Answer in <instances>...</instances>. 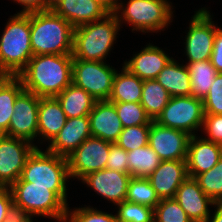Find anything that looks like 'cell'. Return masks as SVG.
I'll use <instances>...</instances> for the list:
<instances>
[{
  "instance_id": "cell-44",
  "label": "cell",
  "mask_w": 222,
  "mask_h": 222,
  "mask_svg": "<svg viewBox=\"0 0 222 222\" xmlns=\"http://www.w3.org/2000/svg\"><path fill=\"white\" fill-rule=\"evenodd\" d=\"M96 2H98L108 13H114L119 4H120V0H95Z\"/></svg>"
},
{
  "instance_id": "cell-2",
  "label": "cell",
  "mask_w": 222,
  "mask_h": 222,
  "mask_svg": "<svg viewBox=\"0 0 222 222\" xmlns=\"http://www.w3.org/2000/svg\"><path fill=\"white\" fill-rule=\"evenodd\" d=\"M74 27L54 11L30 13L33 55L72 54Z\"/></svg>"
},
{
  "instance_id": "cell-19",
  "label": "cell",
  "mask_w": 222,
  "mask_h": 222,
  "mask_svg": "<svg viewBox=\"0 0 222 222\" xmlns=\"http://www.w3.org/2000/svg\"><path fill=\"white\" fill-rule=\"evenodd\" d=\"M187 177L186 160H164L147 179L159 199H168L174 198L177 189Z\"/></svg>"
},
{
  "instance_id": "cell-42",
  "label": "cell",
  "mask_w": 222,
  "mask_h": 222,
  "mask_svg": "<svg viewBox=\"0 0 222 222\" xmlns=\"http://www.w3.org/2000/svg\"><path fill=\"white\" fill-rule=\"evenodd\" d=\"M210 62L218 73H222V29L217 28Z\"/></svg>"
},
{
  "instance_id": "cell-18",
  "label": "cell",
  "mask_w": 222,
  "mask_h": 222,
  "mask_svg": "<svg viewBox=\"0 0 222 222\" xmlns=\"http://www.w3.org/2000/svg\"><path fill=\"white\" fill-rule=\"evenodd\" d=\"M222 157V145L191 136L188 144L186 166L188 177L195 178L214 167Z\"/></svg>"
},
{
  "instance_id": "cell-10",
  "label": "cell",
  "mask_w": 222,
  "mask_h": 222,
  "mask_svg": "<svg viewBox=\"0 0 222 222\" xmlns=\"http://www.w3.org/2000/svg\"><path fill=\"white\" fill-rule=\"evenodd\" d=\"M210 11L205 7L195 11L191 17L189 30L185 37V56L188 62L210 60L213 42L218 28L212 21Z\"/></svg>"
},
{
  "instance_id": "cell-43",
  "label": "cell",
  "mask_w": 222,
  "mask_h": 222,
  "mask_svg": "<svg viewBox=\"0 0 222 222\" xmlns=\"http://www.w3.org/2000/svg\"><path fill=\"white\" fill-rule=\"evenodd\" d=\"M23 8L18 13L28 14L32 12L48 11V0H13Z\"/></svg>"
},
{
  "instance_id": "cell-23",
  "label": "cell",
  "mask_w": 222,
  "mask_h": 222,
  "mask_svg": "<svg viewBox=\"0 0 222 222\" xmlns=\"http://www.w3.org/2000/svg\"><path fill=\"white\" fill-rule=\"evenodd\" d=\"M67 117L55 97L40 98L38 109V140L48 144L63 128Z\"/></svg>"
},
{
  "instance_id": "cell-40",
  "label": "cell",
  "mask_w": 222,
  "mask_h": 222,
  "mask_svg": "<svg viewBox=\"0 0 222 222\" xmlns=\"http://www.w3.org/2000/svg\"><path fill=\"white\" fill-rule=\"evenodd\" d=\"M106 169L129 174L127 151L119 147L116 143L110 145Z\"/></svg>"
},
{
  "instance_id": "cell-11",
  "label": "cell",
  "mask_w": 222,
  "mask_h": 222,
  "mask_svg": "<svg viewBox=\"0 0 222 222\" xmlns=\"http://www.w3.org/2000/svg\"><path fill=\"white\" fill-rule=\"evenodd\" d=\"M112 142L98 137H89L68 157L70 178L81 180L87 174L106 169Z\"/></svg>"
},
{
  "instance_id": "cell-13",
  "label": "cell",
  "mask_w": 222,
  "mask_h": 222,
  "mask_svg": "<svg viewBox=\"0 0 222 222\" xmlns=\"http://www.w3.org/2000/svg\"><path fill=\"white\" fill-rule=\"evenodd\" d=\"M39 100L40 97L26 90H23L17 96L14 113L11 116L8 132L5 135L35 144L33 141L38 139Z\"/></svg>"
},
{
  "instance_id": "cell-47",
  "label": "cell",
  "mask_w": 222,
  "mask_h": 222,
  "mask_svg": "<svg viewBox=\"0 0 222 222\" xmlns=\"http://www.w3.org/2000/svg\"><path fill=\"white\" fill-rule=\"evenodd\" d=\"M61 2L62 0H48V11H53Z\"/></svg>"
},
{
  "instance_id": "cell-4",
  "label": "cell",
  "mask_w": 222,
  "mask_h": 222,
  "mask_svg": "<svg viewBox=\"0 0 222 222\" xmlns=\"http://www.w3.org/2000/svg\"><path fill=\"white\" fill-rule=\"evenodd\" d=\"M33 57L30 13L9 18L0 38V73L17 76Z\"/></svg>"
},
{
  "instance_id": "cell-27",
  "label": "cell",
  "mask_w": 222,
  "mask_h": 222,
  "mask_svg": "<svg viewBox=\"0 0 222 222\" xmlns=\"http://www.w3.org/2000/svg\"><path fill=\"white\" fill-rule=\"evenodd\" d=\"M24 90L17 76H9L0 85V135L8 132L17 96Z\"/></svg>"
},
{
  "instance_id": "cell-33",
  "label": "cell",
  "mask_w": 222,
  "mask_h": 222,
  "mask_svg": "<svg viewBox=\"0 0 222 222\" xmlns=\"http://www.w3.org/2000/svg\"><path fill=\"white\" fill-rule=\"evenodd\" d=\"M116 108L123 128L138 125H150L152 120L148 117L140 103L112 102Z\"/></svg>"
},
{
  "instance_id": "cell-26",
  "label": "cell",
  "mask_w": 222,
  "mask_h": 222,
  "mask_svg": "<svg viewBox=\"0 0 222 222\" xmlns=\"http://www.w3.org/2000/svg\"><path fill=\"white\" fill-rule=\"evenodd\" d=\"M144 80L132 74L127 68L122 67L115 73L112 92L108 99L110 102H141V94Z\"/></svg>"
},
{
  "instance_id": "cell-36",
  "label": "cell",
  "mask_w": 222,
  "mask_h": 222,
  "mask_svg": "<svg viewBox=\"0 0 222 222\" xmlns=\"http://www.w3.org/2000/svg\"><path fill=\"white\" fill-rule=\"evenodd\" d=\"M154 222H193L174 198L160 199L154 209Z\"/></svg>"
},
{
  "instance_id": "cell-5",
  "label": "cell",
  "mask_w": 222,
  "mask_h": 222,
  "mask_svg": "<svg viewBox=\"0 0 222 222\" xmlns=\"http://www.w3.org/2000/svg\"><path fill=\"white\" fill-rule=\"evenodd\" d=\"M70 179L66 157L48 150L35 148L26 160L17 181L30 182V186L50 187L67 205L66 181Z\"/></svg>"
},
{
  "instance_id": "cell-14",
  "label": "cell",
  "mask_w": 222,
  "mask_h": 222,
  "mask_svg": "<svg viewBox=\"0 0 222 222\" xmlns=\"http://www.w3.org/2000/svg\"><path fill=\"white\" fill-rule=\"evenodd\" d=\"M191 135L162 126L155 121L150 124L148 144L164 160H186Z\"/></svg>"
},
{
  "instance_id": "cell-6",
  "label": "cell",
  "mask_w": 222,
  "mask_h": 222,
  "mask_svg": "<svg viewBox=\"0 0 222 222\" xmlns=\"http://www.w3.org/2000/svg\"><path fill=\"white\" fill-rule=\"evenodd\" d=\"M16 214L26 217H48L64 222L68 206L50 187L30 186L16 181L10 187Z\"/></svg>"
},
{
  "instance_id": "cell-1",
  "label": "cell",
  "mask_w": 222,
  "mask_h": 222,
  "mask_svg": "<svg viewBox=\"0 0 222 222\" xmlns=\"http://www.w3.org/2000/svg\"><path fill=\"white\" fill-rule=\"evenodd\" d=\"M72 54L33 55L17 75L24 90L40 98L56 97L72 83Z\"/></svg>"
},
{
  "instance_id": "cell-39",
  "label": "cell",
  "mask_w": 222,
  "mask_h": 222,
  "mask_svg": "<svg viewBox=\"0 0 222 222\" xmlns=\"http://www.w3.org/2000/svg\"><path fill=\"white\" fill-rule=\"evenodd\" d=\"M202 127L208 136L204 139L222 145V115L205 114Z\"/></svg>"
},
{
  "instance_id": "cell-16",
  "label": "cell",
  "mask_w": 222,
  "mask_h": 222,
  "mask_svg": "<svg viewBox=\"0 0 222 222\" xmlns=\"http://www.w3.org/2000/svg\"><path fill=\"white\" fill-rule=\"evenodd\" d=\"M174 199L193 222H205L211 214L209 206L216 204L191 177H187L181 183Z\"/></svg>"
},
{
  "instance_id": "cell-28",
  "label": "cell",
  "mask_w": 222,
  "mask_h": 222,
  "mask_svg": "<svg viewBox=\"0 0 222 222\" xmlns=\"http://www.w3.org/2000/svg\"><path fill=\"white\" fill-rule=\"evenodd\" d=\"M170 98L167 90L156 79L144 80L140 104L152 121L161 114Z\"/></svg>"
},
{
  "instance_id": "cell-25",
  "label": "cell",
  "mask_w": 222,
  "mask_h": 222,
  "mask_svg": "<svg viewBox=\"0 0 222 222\" xmlns=\"http://www.w3.org/2000/svg\"><path fill=\"white\" fill-rule=\"evenodd\" d=\"M67 118L88 116L94 107V99L84 89L71 83L55 97Z\"/></svg>"
},
{
  "instance_id": "cell-9",
  "label": "cell",
  "mask_w": 222,
  "mask_h": 222,
  "mask_svg": "<svg viewBox=\"0 0 222 222\" xmlns=\"http://www.w3.org/2000/svg\"><path fill=\"white\" fill-rule=\"evenodd\" d=\"M117 70L106 61H83L73 58L72 83L97 101L108 100Z\"/></svg>"
},
{
  "instance_id": "cell-38",
  "label": "cell",
  "mask_w": 222,
  "mask_h": 222,
  "mask_svg": "<svg viewBox=\"0 0 222 222\" xmlns=\"http://www.w3.org/2000/svg\"><path fill=\"white\" fill-rule=\"evenodd\" d=\"M205 114L222 115V73H218L209 89L208 94L203 98Z\"/></svg>"
},
{
  "instance_id": "cell-32",
  "label": "cell",
  "mask_w": 222,
  "mask_h": 222,
  "mask_svg": "<svg viewBox=\"0 0 222 222\" xmlns=\"http://www.w3.org/2000/svg\"><path fill=\"white\" fill-rule=\"evenodd\" d=\"M194 179L207 196L216 204H222V157L214 167Z\"/></svg>"
},
{
  "instance_id": "cell-45",
  "label": "cell",
  "mask_w": 222,
  "mask_h": 222,
  "mask_svg": "<svg viewBox=\"0 0 222 222\" xmlns=\"http://www.w3.org/2000/svg\"><path fill=\"white\" fill-rule=\"evenodd\" d=\"M214 213L206 219L205 222H222V204H215L214 205Z\"/></svg>"
},
{
  "instance_id": "cell-8",
  "label": "cell",
  "mask_w": 222,
  "mask_h": 222,
  "mask_svg": "<svg viewBox=\"0 0 222 222\" xmlns=\"http://www.w3.org/2000/svg\"><path fill=\"white\" fill-rule=\"evenodd\" d=\"M203 100L193 96L171 97L155 122L178 129L191 136L202 129L204 121Z\"/></svg>"
},
{
  "instance_id": "cell-21",
  "label": "cell",
  "mask_w": 222,
  "mask_h": 222,
  "mask_svg": "<svg viewBox=\"0 0 222 222\" xmlns=\"http://www.w3.org/2000/svg\"><path fill=\"white\" fill-rule=\"evenodd\" d=\"M172 59L163 49L149 43L142 51L135 53L129 61H125L123 66L141 80H150L156 79Z\"/></svg>"
},
{
  "instance_id": "cell-31",
  "label": "cell",
  "mask_w": 222,
  "mask_h": 222,
  "mask_svg": "<svg viewBox=\"0 0 222 222\" xmlns=\"http://www.w3.org/2000/svg\"><path fill=\"white\" fill-rule=\"evenodd\" d=\"M126 201L155 209L160 199L147 178L132 177L128 184Z\"/></svg>"
},
{
  "instance_id": "cell-12",
  "label": "cell",
  "mask_w": 222,
  "mask_h": 222,
  "mask_svg": "<svg viewBox=\"0 0 222 222\" xmlns=\"http://www.w3.org/2000/svg\"><path fill=\"white\" fill-rule=\"evenodd\" d=\"M37 145L26 140L0 135V186L10 187L22 173L29 155Z\"/></svg>"
},
{
  "instance_id": "cell-46",
  "label": "cell",
  "mask_w": 222,
  "mask_h": 222,
  "mask_svg": "<svg viewBox=\"0 0 222 222\" xmlns=\"http://www.w3.org/2000/svg\"><path fill=\"white\" fill-rule=\"evenodd\" d=\"M32 217H26L20 214H15L5 222H33Z\"/></svg>"
},
{
  "instance_id": "cell-22",
  "label": "cell",
  "mask_w": 222,
  "mask_h": 222,
  "mask_svg": "<svg viewBox=\"0 0 222 222\" xmlns=\"http://www.w3.org/2000/svg\"><path fill=\"white\" fill-rule=\"evenodd\" d=\"M53 11L74 28L98 21L109 14L95 0H62Z\"/></svg>"
},
{
  "instance_id": "cell-20",
  "label": "cell",
  "mask_w": 222,
  "mask_h": 222,
  "mask_svg": "<svg viewBox=\"0 0 222 222\" xmlns=\"http://www.w3.org/2000/svg\"><path fill=\"white\" fill-rule=\"evenodd\" d=\"M90 132L93 137L115 143L123 126L114 104L108 100L96 101L89 113Z\"/></svg>"
},
{
  "instance_id": "cell-29",
  "label": "cell",
  "mask_w": 222,
  "mask_h": 222,
  "mask_svg": "<svg viewBox=\"0 0 222 222\" xmlns=\"http://www.w3.org/2000/svg\"><path fill=\"white\" fill-rule=\"evenodd\" d=\"M185 65L190 74L191 96L203 100L208 94L218 72L215 70L210 60L188 62Z\"/></svg>"
},
{
  "instance_id": "cell-30",
  "label": "cell",
  "mask_w": 222,
  "mask_h": 222,
  "mask_svg": "<svg viewBox=\"0 0 222 222\" xmlns=\"http://www.w3.org/2000/svg\"><path fill=\"white\" fill-rule=\"evenodd\" d=\"M129 174L132 177L147 178L162 161L148 145L127 151Z\"/></svg>"
},
{
  "instance_id": "cell-35",
  "label": "cell",
  "mask_w": 222,
  "mask_h": 222,
  "mask_svg": "<svg viewBox=\"0 0 222 222\" xmlns=\"http://www.w3.org/2000/svg\"><path fill=\"white\" fill-rule=\"evenodd\" d=\"M149 131L150 125L125 127L115 143L125 151H132L148 145Z\"/></svg>"
},
{
  "instance_id": "cell-48",
  "label": "cell",
  "mask_w": 222,
  "mask_h": 222,
  "mask_svg": "<svg viewBox=\"0 0 222 222\" xmlns=\"http://www.w3.org/2000/svg\"><path fill=\"white\" fill-rule=\"evenodd\" d=\"M9 77V75L0 73V85Z\"/></svg>"
},
{
  "instance_id": "cell-3",
  "label": "cell",
  "mask_w": 222,
  "mask_h": 222,
  "mask_svg": "<svg viewBox=\"0 0 222 222\" xmlns=\"http://www.w3.org/2000/svg\"><path fill=\"white\" fill-rule=\"evenodd\" d=\"M120 27L116 15L109 13L103 19L74 28L72 57L104 62L116 43Z\"/></svg>"
},
{
  "instance_id": "cell-24",
  "label": "cell",
  "mask_w": 222,
  "mask_h": 222,
  "mask_svg": "<svg viewBox=\"0 0 222 222\" xmlns=\"http://www.w3.org/2000/svg\"><path fill=\"white\" fill-rule=\"evenodd\" d=\"M174 58L160 71L156 80L171 97L191 96L190 74L186 65Z\"/></svg>"
},
{
  "instance_id": "cell-34",
  "label": "cell",
  "mask_w": 222,
  "mask_h": 222,
  "mask_svg": "<svg viewBox=\"0 0 222 222\" xmlns=\"http://www.w3.org/2000/svg\"><path fill=\"white\" fill-rule=\"evenodd\" d=\"M117 207L118 222H154L153 208L126 200Z\"/></svg>"
},
{
  "instance_id": "cell-37",
  "label": "cell",
  "mask_w": 222,
  "mask_h": 222,
  "mask_svg": "<svg viewBox=\"0 0 222 222\" xmlns=\"http://www.w3.org/2000/svg\"><path fill=\"white\" fill-rule=\"evenodd\" d=\"M75 209V210H74ZM70 209L64 222H118L116 214L107 213L91 206Z\"/></svg>"
},
{
  "instance_id": "cell-15",
  "label": "cell",
  "mask_w": 222,
  "mask_h": 222,
  "mask_svg": "<svg viewBox=\"0 0 222 222\" xmlns=\"http://www.w3.org/2000/svg\"><path fill=\"white\" fill-rule=\"evenodd\" d=\"M132 176L111 169H102L83 177L81 182L91 187L98 195L109 203L118 205L126 200L128 184Z\"/></svg>"
},
{
  "instance_id": "cell-7",
  "label": "cell",
  "mask_w": 222,
  "mask_h": 222,
  "mask_svg": "<svg viewBox=\"0 0 222 222\" xmlns=\"http://www.w3.org/2000/svg\"><path fill=\"white\" fill-rule=\"evenodd\" d=\"M172 10L169 0H129L127 4L121 0L114 14L120 26L124 22L133 26L132 32L158 33L172 22Z\"/></svg>"
},
{
  "instance_id": "cell-41",
  "label": "cell",
  "mask_w": 222,
  "mask_h": 222,
  "mask_svg": "<svg viewBox=\"0 0 222 222\" xmlns=\"http://www.w3.org/2000/svg\"><path fill=\"white\" fill-rule=\"evenodd\" d=\"M12 192L9 187L0 186V222L15 215Z\"/></svg>"
},
{
  "instance_id": "cell-17",
  "label": "cell",
  "mask_w": 222,
  "mask_h": 222,
  "mask_svg": "<svg viewBox=\"0 0 222 222\" xmlns=\"http://www.w3.org/2000/svg\"><path fill=\"white\" fill-rule=\"evenodd\" d=\"M91 136L89 116L67 118L65 125L46 150L67 158Z\"/></svg>"
}]
</instances>
